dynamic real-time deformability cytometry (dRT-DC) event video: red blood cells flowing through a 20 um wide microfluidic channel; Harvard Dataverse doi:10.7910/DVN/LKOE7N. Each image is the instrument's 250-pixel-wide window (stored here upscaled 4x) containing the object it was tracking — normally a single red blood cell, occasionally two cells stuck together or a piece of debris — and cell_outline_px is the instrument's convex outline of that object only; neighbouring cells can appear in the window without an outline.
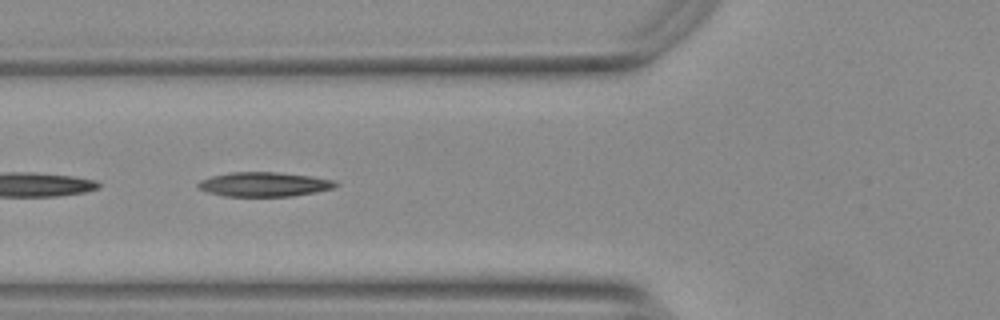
{"species": "Egyptian fruit bat (a non-hibernating species)", "species_latin": "Rousettus aegyptiacus", "temperature_condition": "warm", "stored_images_in_passage": 18, "camera_frame_rate_fps": 3000, "um_per_image_px": 0.085, "animal": {"sex": "female"}, "frame": {"image": 1, "passage_image": 5, "time_ms": 1.333, "image_size_px": [1000, 320], "cell_outline_px": [[340, 184], [332, 188], [316, 192], [292, 196], [224, 196], [208, 192], [196, 188], [196, 184], [200, 180], [212, 176], [232, 172], [276, 172], [308, 176], [336, 180]], "centroid_in_image_um": [22.43, 15.67], "position_along_channel_um": 103.4, "area_um2": 19.54}}